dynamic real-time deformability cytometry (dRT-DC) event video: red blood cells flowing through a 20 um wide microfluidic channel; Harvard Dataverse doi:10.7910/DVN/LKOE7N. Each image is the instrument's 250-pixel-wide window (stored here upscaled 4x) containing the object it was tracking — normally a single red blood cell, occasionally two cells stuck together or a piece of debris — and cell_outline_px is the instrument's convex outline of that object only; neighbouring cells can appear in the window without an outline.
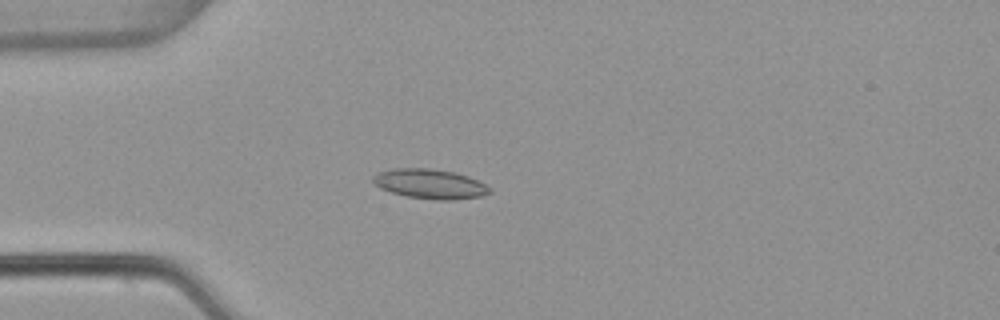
{"species": "common noctule bat (a hibernating species)", "species_latin": "Nyctalus noctula", "temperature_condition": "warm", "stored_images_in_passage": 4, "camera_frame_rate_fps": 3000, "um_per_image_px": 0.085, "animal": {"sex": "female", "body_mass_g": 22.7, "forearm_length_mm": 54.2}, "frame": {"image": 1, "passage_image": 4, "time_ms": 1.0, "image_size_px": [1000, 320], "cell_outline_px": [[492, 192], [480, 196], [452, 200], [436, 200], [408, 196], [392, 192], [380, 188], [372, 180], [372, 176], [380, 172], [392, 168], [428, 168], [452, 172], [468, 176], [492, 188]], "centroid_in_image_um": [36.55, 15.63], "position_along_channel_um": 48.5, "area_um2": 19.94}}